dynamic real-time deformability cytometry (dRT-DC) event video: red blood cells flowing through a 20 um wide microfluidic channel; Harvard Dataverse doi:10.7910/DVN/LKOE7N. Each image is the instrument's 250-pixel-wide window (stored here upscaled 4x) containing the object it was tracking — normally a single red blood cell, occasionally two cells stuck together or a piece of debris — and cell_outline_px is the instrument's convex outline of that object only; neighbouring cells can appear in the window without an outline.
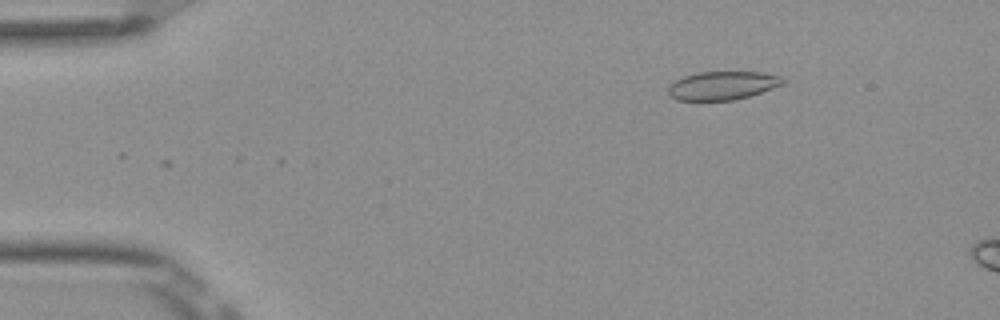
{"species": "Egyptian fruit bat (a non-hibernating species)", "species_latin": "Rousettus aegyptiacus", "temperature_condition": "room temperature", "stored_images_in_passage": 7, "camera_frame_rate_fps": 3000, "um_per_image_px": 0.085, "frame": {"image": 1, "passage_image": 1, "time_ms": 0.0, "image_size_px": [1000, 320], "cell_outline_px": [[784, 84], [748, 96], [732, 100], [676, 100], [668, 96], [668, 84], [684, 76], [696, 72], [764, 72], [780, 76], [784, 80]], "centroid_in_image_um": [61.36, 7.26], "position_along_channel_um": 23.6, "area_um2": 19.02}}